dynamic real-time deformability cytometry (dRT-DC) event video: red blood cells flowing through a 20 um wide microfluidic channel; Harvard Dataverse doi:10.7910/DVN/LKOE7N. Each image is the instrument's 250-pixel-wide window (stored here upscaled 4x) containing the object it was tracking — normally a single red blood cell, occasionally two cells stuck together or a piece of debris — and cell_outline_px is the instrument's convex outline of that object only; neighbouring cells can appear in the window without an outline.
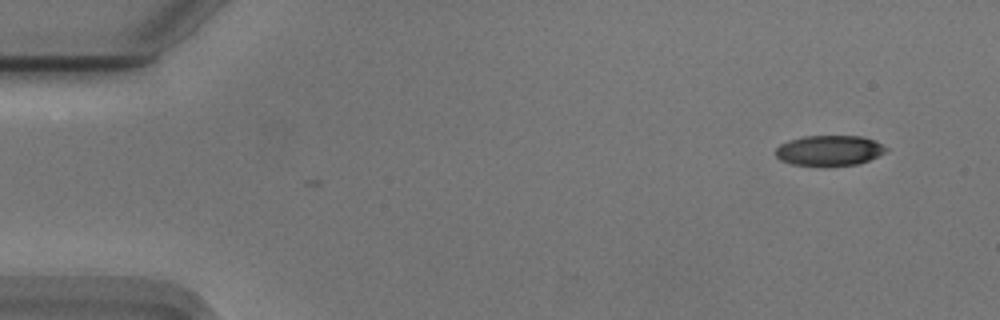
{"species": "Egyptian fruit bat (a non-hibernating species)", "species_latin": "Rousettus aegyptiacus", "temperature_condition": "cold", "stored_images_in_passage": 2, "camera_frame_rate_fps": 3000, "um_per_image_px": 0.085, "animal": {"sex": "male"}, "frame": {"image": 1, "passage_image": 1, "time_ms": 0.0, "image_size_px": [1000, 320], "cell_outline_px": [[888, 148], [884, 152], [868, 160], [856, 164], [792, 164], [780, 160], [776, 156], [776, 148], [780, 144], [788, 140], [804, 136], [860, 136], [876, 140]], "centroid_in_image_um": [70.48, 12.75], "position_along_channel_um": 14.5, "area_um2": 19.02}}